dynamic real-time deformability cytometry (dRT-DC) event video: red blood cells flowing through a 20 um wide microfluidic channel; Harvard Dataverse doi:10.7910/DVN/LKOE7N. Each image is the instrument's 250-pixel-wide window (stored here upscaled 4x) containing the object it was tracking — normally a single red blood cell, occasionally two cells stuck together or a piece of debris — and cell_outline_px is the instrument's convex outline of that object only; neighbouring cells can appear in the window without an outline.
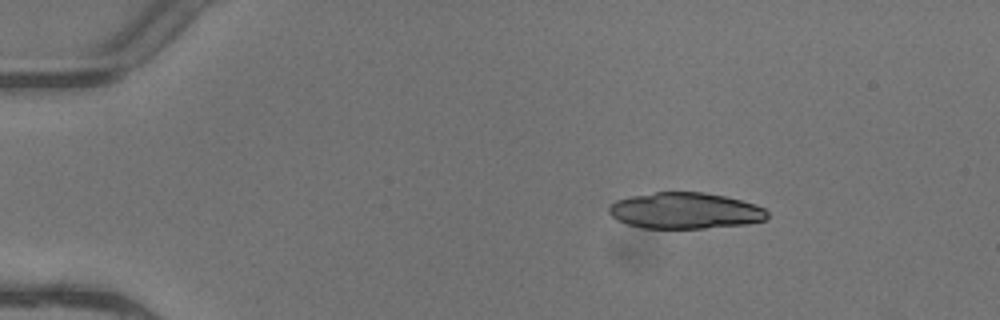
{"species": "common noctule bat (a hibernating species)", "species_latin": "Nyctalus noctula", "temperature_condition": "warm", "stored_images_in_passage": 3, "camera_frame_rate_fps": 3000, "um_per_image_px": 0.085, "animal": {"sex": "female"}, "frame": {"image": 1, "passage_image": 1, "time_ms": 0.0, "image_size_px": [1000, 320], "cell_outline_px": [[768, 216], [764, 220], [748, 224], [704, 228], [644, 228], [628, 224], [616, 220], [608, 212], [608, 208], [616, 200], [632, 196], [656, 192], [704, 192], [724, 196], [756, 204], [764, 208], [768, 212]], "centroid_in_image_um": [58.24, 17.91], "position_along_channel_um": 26.8, "area_um2": 33.35}}